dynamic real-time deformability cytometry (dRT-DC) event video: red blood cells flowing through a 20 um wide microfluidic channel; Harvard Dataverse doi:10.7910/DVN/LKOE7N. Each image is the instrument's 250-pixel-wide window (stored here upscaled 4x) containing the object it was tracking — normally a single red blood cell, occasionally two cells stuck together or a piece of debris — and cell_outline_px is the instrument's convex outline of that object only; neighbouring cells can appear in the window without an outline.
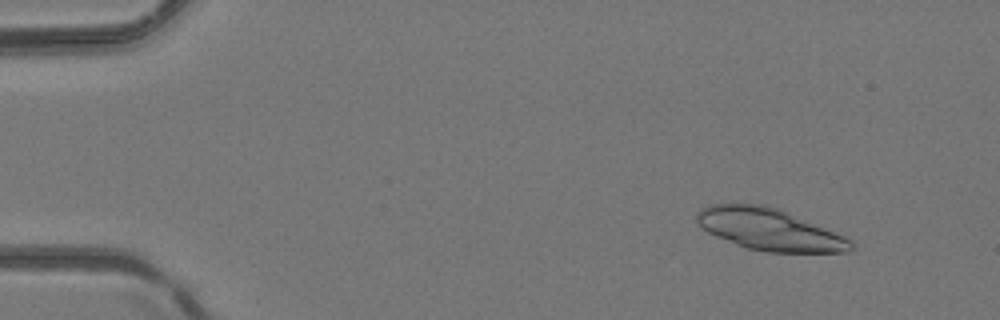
{"species": "common noctule bat (a hibernating species)", "species_latin": "Nyctalus noctula", "temperature_condition": "room temperature", "stored_images_in_passage": 5, "camera_frame_rate_fps": 3000, "um_per_image_px": 0.085, "animal": {"sex": "female", "body_mass_g": 24.6, "forearm_length_mm": 56.2}, "frame": {"image": 1, "passage_image": 2, "time_ms": 0.333, "image_size_px": [1000, 320], "cell_outline_px": [[856, 248], [848, 252], [768, 252], [748, 248], [736, 244], [716, 236], [708, 232], [696, 224], [696, 212], [700, 208], [708, 204], [764, 204], [776, 208], [836, 232], [852, 240]], "centroid_in_image_um": [65.38, 19.5], "position_along_channel_um": 19.6, "area_um2": 37.45}}